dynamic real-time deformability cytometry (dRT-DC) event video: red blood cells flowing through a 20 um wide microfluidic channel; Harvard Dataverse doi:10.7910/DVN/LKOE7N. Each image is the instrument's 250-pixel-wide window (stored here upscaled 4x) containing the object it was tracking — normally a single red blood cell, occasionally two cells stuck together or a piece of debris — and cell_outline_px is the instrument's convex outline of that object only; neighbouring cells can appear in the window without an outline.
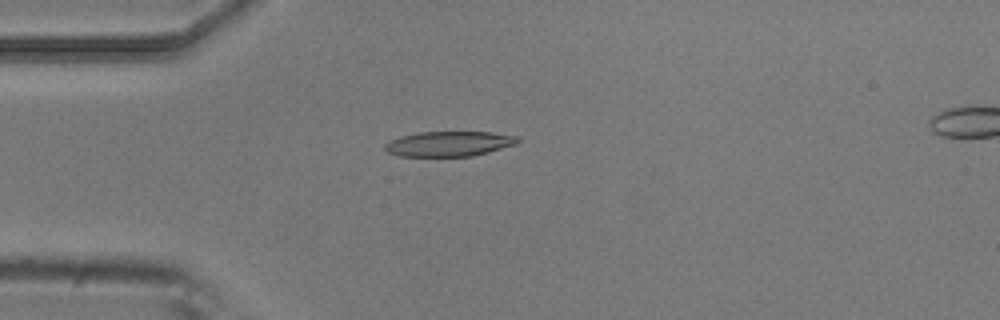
{"species": "common noctule bat (a hibernating species)", "species_latin": "Nyctalus noctula", "temperature_condition": "room temperature", "stored_images_in_passage": 5, "camera_frame_rate_fps": 3000, "um_per_image_px": 0.085, "animal": {"sex": "male", "body_mass_g": 20.5, "forearm_length_mm": 52.5}, "frame": {"image": 1, "passage_image": 4, "time_ms": 1.0, "image_size_px": [1000, 320], "cell_outline_px": [[520, 140], [516, 144], [488, 152], [472, 156], [400, 156], [388, 152], [384, 148], [384, 144], [400, 136], [420, 132], [492, 132], [516, 136]], "centroid_in_image_um": [38.17, 12.22], "position_along_channel_um": 46.8, "area_um2": 19.25}}